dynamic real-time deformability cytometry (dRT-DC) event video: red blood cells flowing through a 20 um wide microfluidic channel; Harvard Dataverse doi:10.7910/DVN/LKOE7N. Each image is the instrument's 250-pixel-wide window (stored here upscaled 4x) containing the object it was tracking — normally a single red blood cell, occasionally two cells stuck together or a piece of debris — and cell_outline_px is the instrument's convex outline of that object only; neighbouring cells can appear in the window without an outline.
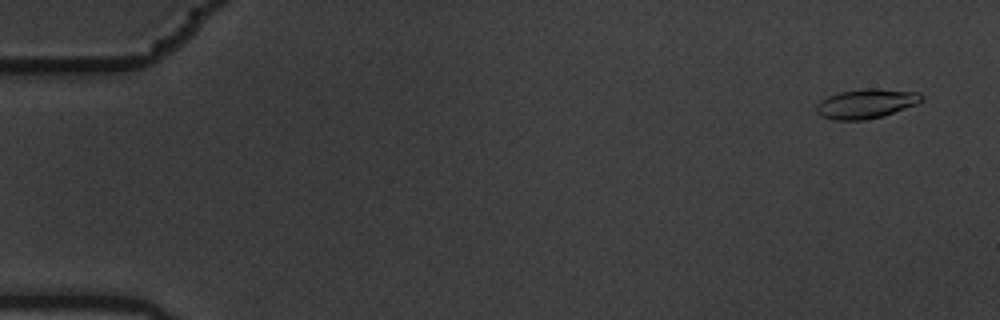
{"species": "common noctule bat (a hibernating species)", "species_latin": "Nyctalus noctula", "temperature_condition": "warm", "stored_images_in_passage": 11, "camera_frame_rate_fps": 3000, "um_per_image_px": 0.085, "animal": {"sex": "male", "body_mass_g": 19.5, "forearm_length_mm": 54.6}, "frame": {"image": 1, "passage_image": 1, "time_ms": 0.0, "image_size_px": [1000, 320], "cell_outline_px": [[924, 100], [916, 104], [884, 116], [864, 120], [832, 120], [820, 116], [816, 112], [816, 104], [820, 100], [828, 96], [840, 92], [864, 88], [876, 88], [920, 92], [924, 96]], "centroid_in_image_um": [73.62, 8.81], "position_along_channel_um": 11.4, "area_um2": 18.32}}
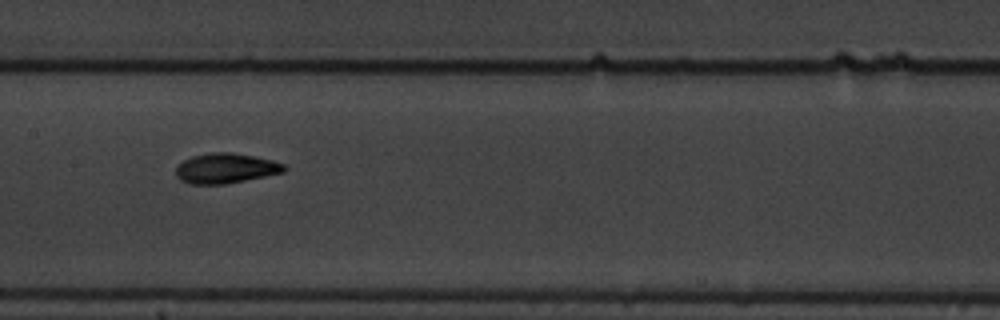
{"frame": {"image": 2, "passage_image": 8, "time_ms": 2.333, "image_size_px": [1000, 320], "cell_outline_px": [[288, 168], [284, 172], [224, 184], [188, 184], [180, 180], [176, 176], [176, 168], [184, 160], [192, 156], [212, 152], [232, 152], [256, 156], [272, 160], [284, 164]], "centroid_in_image_um": [19.19, 14.3], "position_along_channel_um": 188.2, "area_um2": 18.96}}
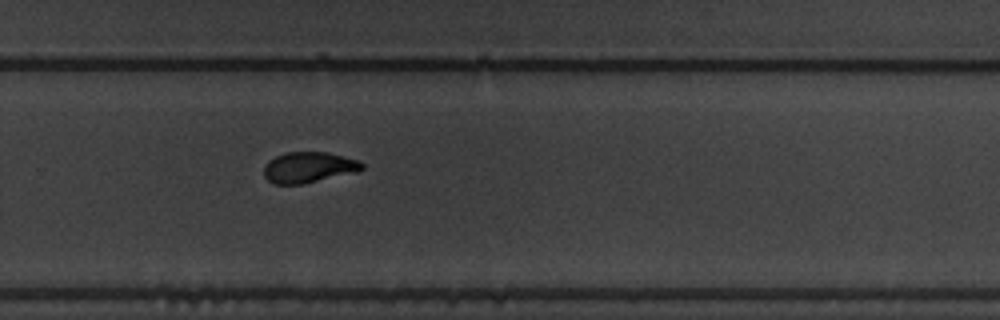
{"frame": {"image": 3, "passage_image": 11, "time_ms": 3.333, "image_size_px": [1000, 320], "cell_outline_px": [[364, 168], [360, 172], [304, 184], [272, 184], [264, 176], [264, 164], [268, 160], [284, 152], [328, 152], [360, 160], [364, 164]], "centroid_in_image_um": [26.27, 14.23], "position_along_channel_um": 303.5, "area_um2": 18.09}}